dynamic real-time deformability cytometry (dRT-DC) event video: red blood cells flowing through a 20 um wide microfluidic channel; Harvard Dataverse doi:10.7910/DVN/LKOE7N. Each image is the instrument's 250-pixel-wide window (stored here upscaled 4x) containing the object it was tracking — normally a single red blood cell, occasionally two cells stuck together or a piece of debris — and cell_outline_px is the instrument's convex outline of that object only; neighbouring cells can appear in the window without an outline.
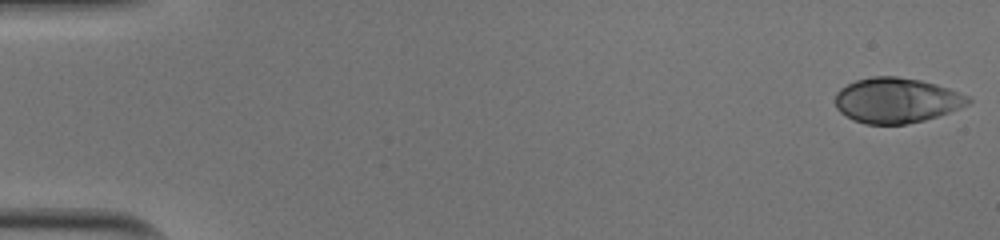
{"species": "human", "species_latin": "Homo sapiens", "temperature_condition": "cold", "stored_images_in_passage": 51, "camera_frame_rate_fps": 3000, "um_per_image_px": 0.085, "donor": {"sex": "male"}, "frame": {"image": 1, "passage_image": 1, "time_ms": 0.0, "image_size_px": [1000, 240], "cell_outline_px": [[972, 100], [968, 104], [960, 108], [924, 120], [908, 124], [864, 124], [852, 120], [840, 112], [836, 108], [836, 92], [840, 88], [856, 80], [872, 76], [896, 76], [920, 80], [936, 84], [948, 88], [968, 96]], "centroid_in_image_um": [76.18, 8.53], "position_along_channel_um": 8.8, "area_um2": 34.97}}
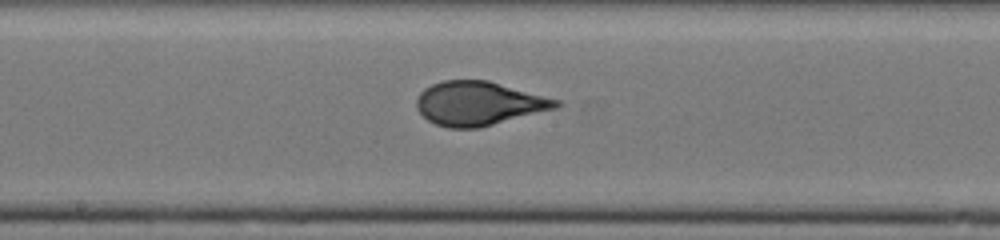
{"frame": {"image": 2, "passage_image": 28, "time_ms": 9.0, "image_size_px": [1000, 240], "cell_outline_px": [[564, 104], [556, 108], [476, 128], [448, 128], [436, 124], [428, 120], [416, 108], [416, 100], [420, 92], [424, 88], [432, 84], [444, 80], [488, 80], [560, 100]], "centroid_in_image_um": [40.68, 8.78], "position_along_channel_um": 207.5, "area_um2": 35.43}}
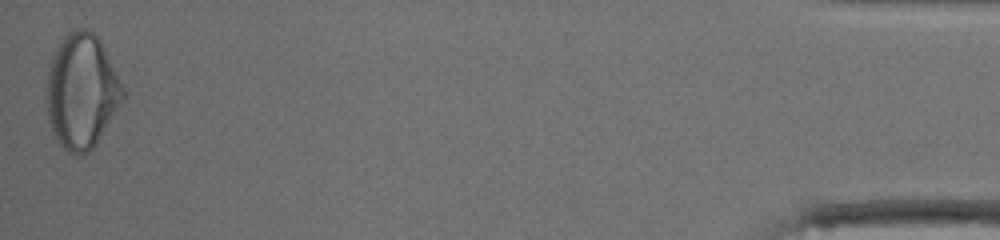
{"frame": {"image": 3, "passage_image": 51, "time_ms": 16.667, "image_size_px": [1000, 240], "cell_outline_px": [[124, 100], [96, 144], [88, 152], [80, 156], [76, 156], [68, 152], [56, 140], [52, 132], [48, 120], [48, 68], [52, 56], [60, 40], [68, 32], [76, 28], [88, 28], [100, 40], [124, 88]], "centroid_in_image_um": [6.95, 7.77], "position_along_channel_um": 428.3, "area_um2": 50.92}, "authors_computed_cell_mechanics": {"area_um2": 35.7204, "velocity_mm_per_s": 4.0079, "shape_relaxation_time_tau1_ms": 5.2637, "shape_relaxation_time_tau2_ms": null, "deformation_change_tau1": 0.2115, "deformation_change_tau2": null}}